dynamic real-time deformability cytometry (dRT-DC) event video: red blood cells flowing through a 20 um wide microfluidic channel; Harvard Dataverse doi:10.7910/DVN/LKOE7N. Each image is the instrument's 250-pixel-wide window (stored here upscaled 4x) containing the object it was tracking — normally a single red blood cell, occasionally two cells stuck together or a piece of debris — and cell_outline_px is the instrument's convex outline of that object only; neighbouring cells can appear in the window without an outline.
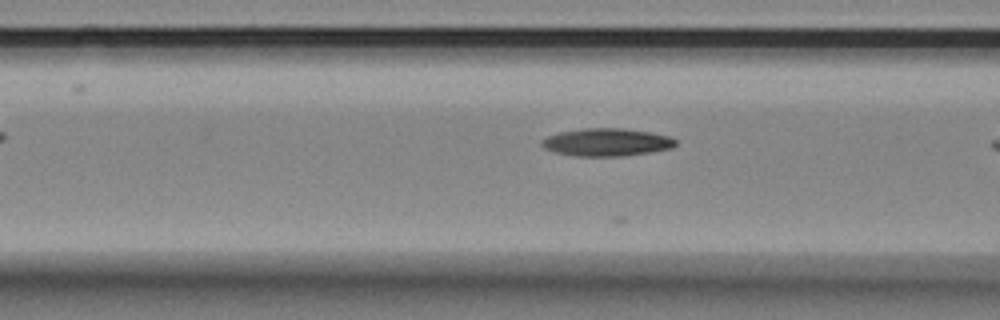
{"species": "Egyptian fruit bat (a non-hibernating species)", "species_latin": "Rousettus aegyptiacus", "temperature_condition": "room temperature", "stored_images_in_passage": 9, "camera_frame_rate_fps": 3000, "um_per_image_px": 0.085, "animal": {"sex": "female"}, "frame": {"image": 1, "passage_image": 7, "time_ms": 2.0, "image_size_px": [1000, 320], "cell_outline_px": [[676, 144], [672, 148], [648, 152], [620, 156], [576, 156], [556, 152], [544, 148], [540, 144], [540, 140], [548, 136], [560, 132], [584, 128], [620, 128], [648, 132], [668, 136], [676, 140]], "centroid_in_image_um": [51.53, 12.09], "position_along_channel_um": 115.1, "area_um2": 21.39}}